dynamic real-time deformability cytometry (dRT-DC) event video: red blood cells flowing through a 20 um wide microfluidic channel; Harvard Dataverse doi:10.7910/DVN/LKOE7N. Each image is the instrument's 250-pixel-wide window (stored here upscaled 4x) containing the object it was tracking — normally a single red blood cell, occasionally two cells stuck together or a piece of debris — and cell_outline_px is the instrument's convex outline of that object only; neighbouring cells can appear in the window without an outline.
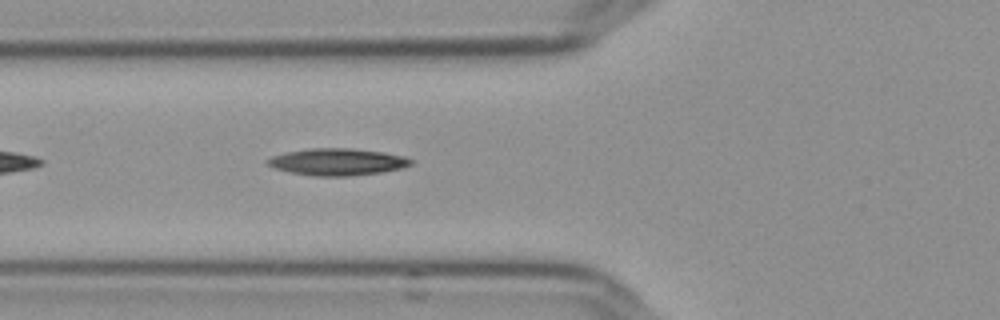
{"species": "Egyptian fruit bat (a non-hibernating species)", "species_latin": "Rousettus aegyptiacus", "temperature_condition": "cold", "stored_images_in_passage": 25, "camera_frame_rate_fps": 3000, "um_per_image_px": 0.085, "frame": {"image": 1, "passage_image": 5, "time_ms": 1.333, "image_size_px": [1000, 320], "cell_outline_px": [[412, 164], [404, 168], [380, 172], [348, 176], [316, 176], [292, 172], [276, 168], [268, 164], [264, 160], [272, 156], [284, 152], [308, 148], [352, 148], [384, 152], [404, 156], [412, 160]], "centroid_in_image_um": [28.68, 13.75], "position_along_channel_um": 97.1, "area_um2": 22.48}}
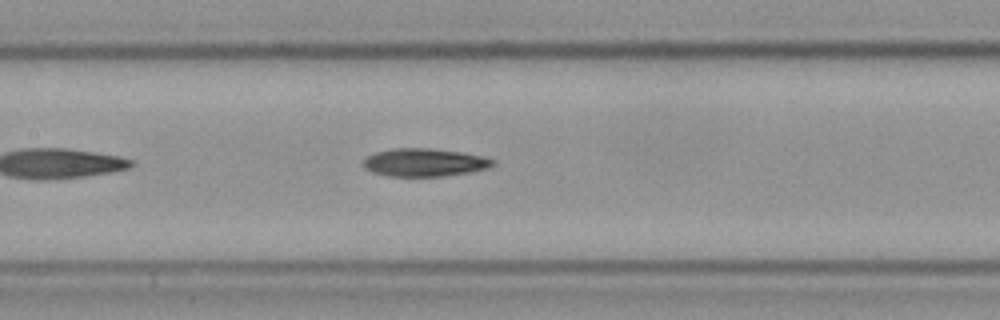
{"frame": {"image": 2, "passage_image": 11, "time_ms": 3.333, "image_size_px": [1000, 320], "cell_outline_px": [[496, 164], [488, 168], [468, 172], [440, 176], [388, 176], [372, 172], [364, 168], [364, 156], [376, 152], [392, 148], [432, 148], [460, 152], [480, 156], [496, 160]], "centroid_in_image_um": [36.05, 13.8], "position_along_channel_um": 171.4, "area_um2": 21.1}}
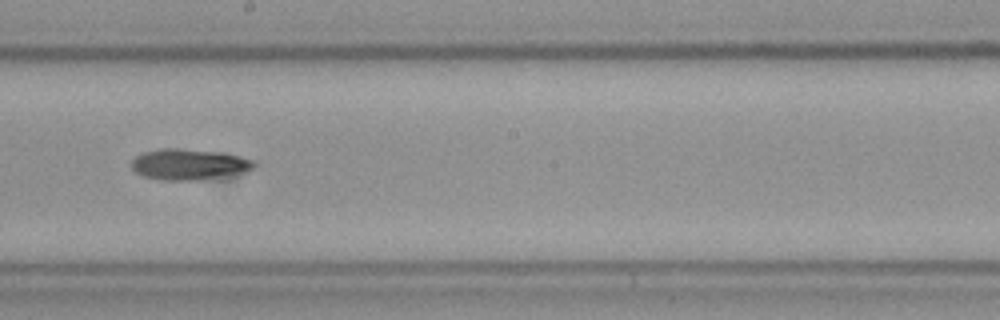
{"frame": {"image": 3, "passage_image": 16, "time_ms": 5.0, "image_size_px": [1000, 320], "cell_outline_px": [[256, 168], [244, 172], [192, 180], [164, 180], [144, 176], [136, 172], [132, 168], [132, 160], [136, 156], [144, 152], [160, 148], [180, 148], [216, 152], [240, 156], [256, 160]], "centroid_in_image_um": [16.07, 13.95], "position_along_channel_um": 232.1, "area_um2": 21.79}}